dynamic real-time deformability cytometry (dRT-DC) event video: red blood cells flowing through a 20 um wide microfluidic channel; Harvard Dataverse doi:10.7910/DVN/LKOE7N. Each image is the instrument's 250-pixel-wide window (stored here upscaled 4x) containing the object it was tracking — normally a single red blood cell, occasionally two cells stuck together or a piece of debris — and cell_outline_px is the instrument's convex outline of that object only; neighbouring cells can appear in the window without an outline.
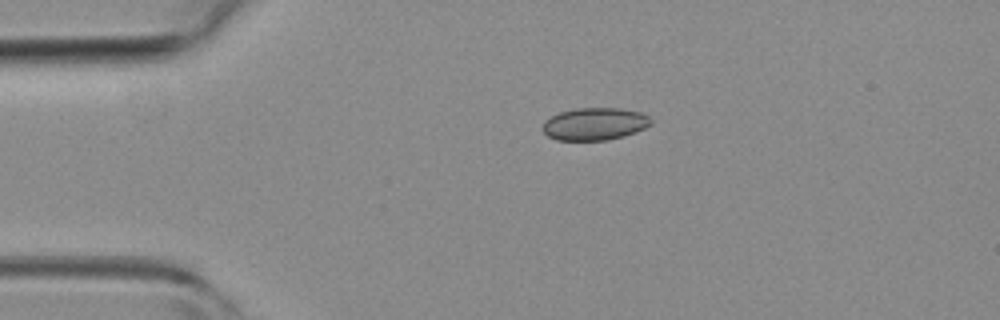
{"species": "common noctule bat (a hibernating species)", "species_latin": "Nyctalus noctula", "temperature_condition": "room temperature", "stored_images_in_passage": 4, "camera_frame_rate_fps": 3000, "um_per_image_px": 0.085, "animal": {"sex": "female", "body_mass_g": 19.3, "forearm_length_mm": 54.1}, "frame": {"image": 1, "passage_image": 1, "time_ms": 0.0, "image_size_px": [1000, 320], "cell_outline_px": [[652, 124], [636, 132], [624, 136], [608, 140], [556, 140], [548, 136], [540, 128], [544, 120], [560, 112], [576, 108], [620, 108], [640, 112], [648, 116], [652, 120]], "centroid_in_image_um": [50.53, 10.54], "position_along_channel_um": 34.5, "area_um2": 20.63}}
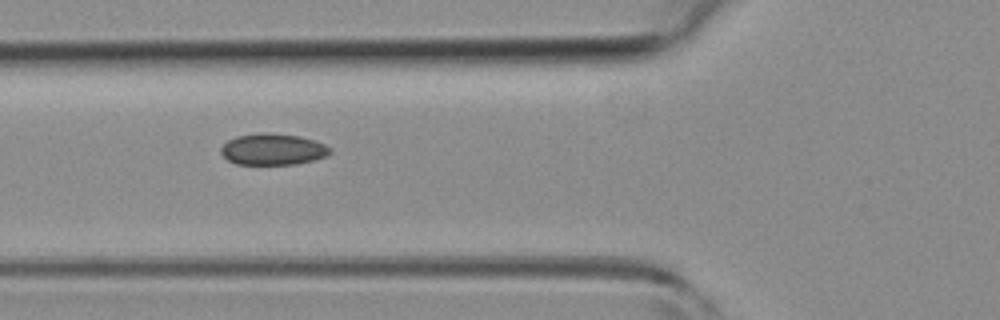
{"frame": {"image": 2, "passage_image": 3, "time_ms": 2.333, "image_size_px": [1000, 320], "cell_outline_px": [[332, 152], [328, 156], [316, 160], [296, 164], [236, 164], [228, 160], [220, 152], [220, 148], [228, 140], [236, 136], [300, 136], [324, 144], [332, 148]], "centroid_in_image_um": [23.25, 12.75], "position_along_channel_um": 102.6, "area_um2": 19.13}}
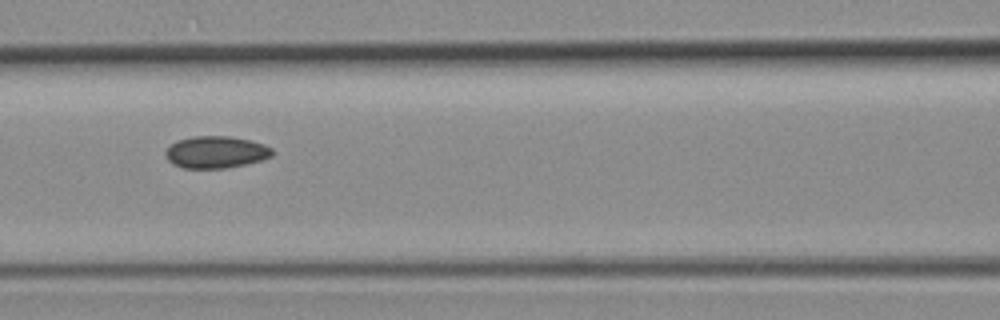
{"frame": {"image": 3, "passage_image": 4, "time_ms": 3.333, "image_size_px": [1000, 320], "cell_outline_px": [[276, 152], [272, 156], [260, 160], [244, 164], [224, 168], [184, 168], [172, 164], [164, 156], [164, 152], [176, 140], [196, 136], [228, 136], [248, 140], [264, 144], [272, 148]], "centroid_in_image_um": [18.34, 12.93], "position_along_channel_um": 148.3, "area_um2": 19.88}}